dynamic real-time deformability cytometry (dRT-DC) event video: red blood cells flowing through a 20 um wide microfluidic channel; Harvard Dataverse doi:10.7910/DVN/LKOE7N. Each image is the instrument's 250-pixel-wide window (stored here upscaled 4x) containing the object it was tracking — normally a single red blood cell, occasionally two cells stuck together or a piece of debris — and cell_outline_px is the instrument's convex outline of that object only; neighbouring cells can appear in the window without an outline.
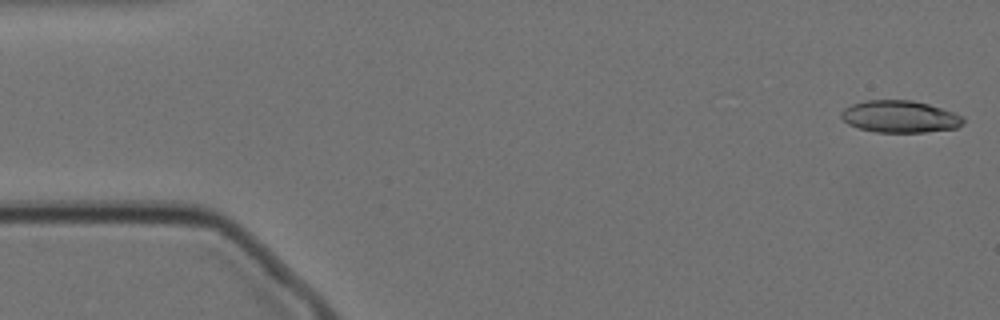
{"species": "Egyptian fruit bat (a non-hibernating species)", "species_latin": "Rousettus aegyptiacus", "temperature_condition": "cold", "stored_images_in_passage": 56, "camera_frame_rate_fps": 3000, "um_per_image_px": 0.085, "animal": {"sex": "female"}, "frame": {"image": 1, "passage_image": 1, "time_ms": 0.0, "image_size_px": [1000, 320], "cell_outline_px": [[964, 124], [956, 128], [924, 132], [876, 132], [860, 128], [848, 124], [840, 116], [840, 112], [844, 108], [852, 104], [864, 100], [912, 100], [928, 104], [964, 116]], "centroid_in_image_um": [76.48, 9.91], "position_along_channel_um": 8.5, "area_um2": 22.77}}
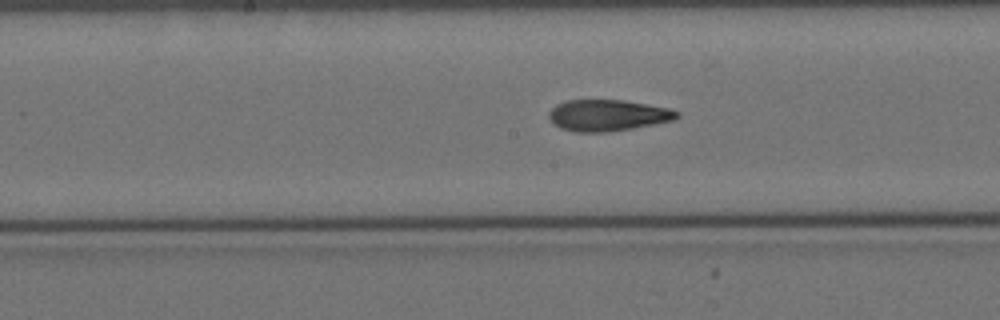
{"frame": {"image": 2, "passage_image": 27, "time_ms": 8.667, "image_size_px": [1000, 320], "cell_outline_px": [[680, 116], [676, 120], [632, 128], [608, 132], [576, 132], [560, 128], [548, 116], [548, 112], [556, 104], [564, 100], [624, 100], [668, 108], [680, 112]], "centroid_in_image_um": [51.67, 9.8], "position_along_channel_um": 196.5, "area_um2": 23.41}}
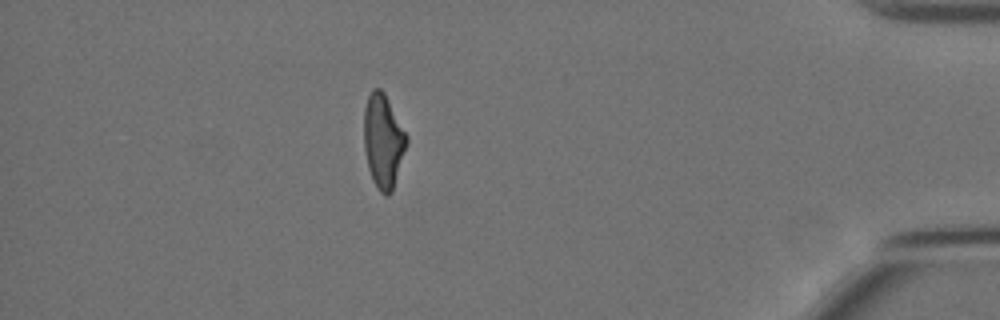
{"frame": {"image": 3, "passage_image": 49, "time_ms": 16.0, "image_size_px": [1000, 320], "cell_outline_px": [[408, 140], [392, 192], [388, 196], [384, 196], [380, 192], [372, 180], [368, 168], [364, 148], [364, 108], [368, 96], [372, 88], [380, 88], [384, 92], [408, 136]], "centroid_in_image_um": [32.56, 11.99], "position_along_channel_um": 402.6, "area_um2": 23.35}, "authors_computed_cell_mechanics": {"area_um2": 23.4668, "velocity_mm_per_s": 3.5073, "shape_relaxation_time_tau1_ms": 9.2393, "shape_relaxation_time_tau2_ms": 2.2738, "deformation_change_tau1": 0.2446, "deformation_change_tau2": 0.1001}}